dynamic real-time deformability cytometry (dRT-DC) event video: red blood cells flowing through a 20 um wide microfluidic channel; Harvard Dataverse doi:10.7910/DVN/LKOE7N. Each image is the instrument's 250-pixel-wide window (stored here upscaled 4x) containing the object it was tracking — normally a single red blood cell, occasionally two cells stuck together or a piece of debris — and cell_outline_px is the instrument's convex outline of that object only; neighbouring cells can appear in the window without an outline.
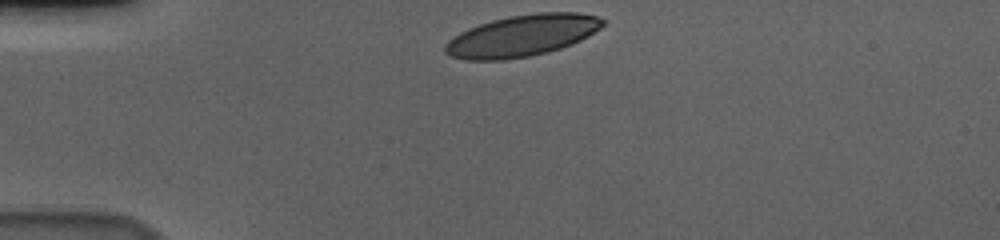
{"species": "human", "species_latin": "Homo sapiens", "temperature_condition": "cold", "stored_images_in_passage": 34, "camera_frame_rate_fps": 3000, "um_per_image_px": 0.085, "donor": {"sex": "male"}, "frame": {"image": 1, "passage_image": 1, "time_ms": 0.0, "image_size_px": [1000, 240], "cell_outline_px": [[608, 20], [600, 28], [588, 36], [572, 44], [548, 52], [528, 56], [504, 60], [464, 60], [452, 56], [444, 52], [444, 44], [448, 40], [460, 32], [468, 28], [492, 20], [508, 16], [536, 12], [576, 12], [600, 16]], "centroid_in_image_um": [44.39, 3.02], "position_along_channel_um": 40.6, "area_um2": 38.38}}
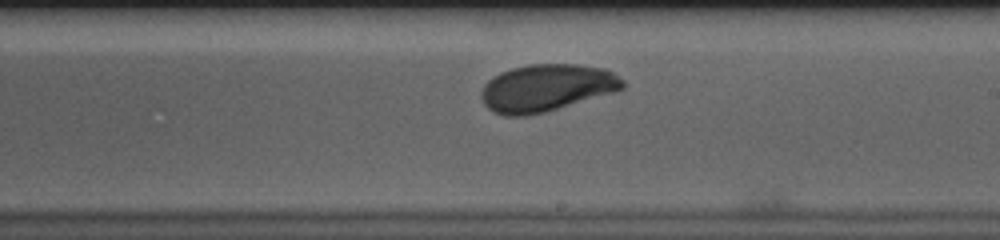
{"frame": {"image": 2, "passage_image": 21, "time_ms": 6.667, "image_size_px": [1000, 240], "cell_outline_px": [[624, 88], [612, 92], [544, 112], [528, 116], [504, 116], [492, 112], [484, 104], [480, 96], [480, 92], [484, 84], [492, 76], [500, 72], [512, 68], [528, 64], [576, 64], [604, 68], [612, 72], [624, 80]], "centroid_in_image_um": [46.39, 7.46], "position_along_channel_um": 242.6, "area_um2": 38.9}}
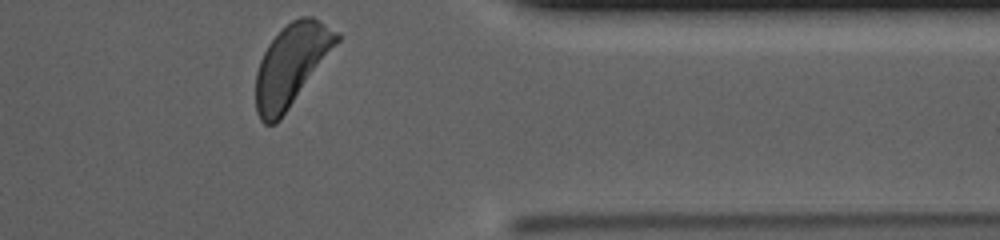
{"frame": {"image": 3, "passage_image": 34, "time_ms": 11.0, "image_size_px": [1000, 240], "cell_outline_px": [[340, 40], [280, 120], [276, 124], [264, 124], [260, 120], [256, 112], [256, 72], [260, 60], [268, 44], [292, 20], [300, 16], [312, 16], [340, 32]], "centroid_in_image_um": [24.76, 5.53], "position_along_channel_um": 386.6, "area_um2": 38.09}, "authors_computed_cell_mechanics": {"area_um2": 38.726, "velocity_mm_per_s": 3.6003, "shape_relaxation_time_tau1_ms": 7.1666, "shape_relaxation_time_tau2_ms": null, "deformation_change_tau1": 0.2303, "deformation_change_tau2": null}}